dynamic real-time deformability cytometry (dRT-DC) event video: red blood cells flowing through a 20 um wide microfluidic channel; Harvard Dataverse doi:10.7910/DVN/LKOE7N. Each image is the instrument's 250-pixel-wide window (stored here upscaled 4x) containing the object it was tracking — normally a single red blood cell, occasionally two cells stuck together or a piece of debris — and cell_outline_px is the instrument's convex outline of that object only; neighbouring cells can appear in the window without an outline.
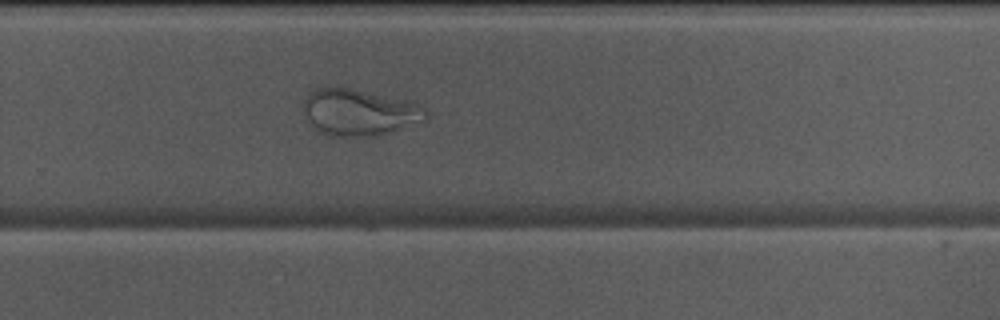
{"species": "Egyptian fruit bat (a non-hibernating species)", "species_latin": "Rousettus aegyptiacus", "temperature_condition": "warm", "stored_images_in_passage": 40, "camera_frame_rate_fps": 3000, "um_per_image_px": 0.085, "animal": {"sex": "male"}, "frame": {"image": 1, "passage_image": 23, "time_ms": 7.333, "image_size_px": [1000, 320], "cell_outline_px": [[428, 120], [380, 136], [332, 136], [320, 132], [304, 116], [304, 100], [316, 88], [352, 88], [408, 100], [424, 108], [428, 112]], "centroid_in_image_um": [30.6, 9.56], "position_along_channel_um": 299.2, "area_um2": 33.23}}